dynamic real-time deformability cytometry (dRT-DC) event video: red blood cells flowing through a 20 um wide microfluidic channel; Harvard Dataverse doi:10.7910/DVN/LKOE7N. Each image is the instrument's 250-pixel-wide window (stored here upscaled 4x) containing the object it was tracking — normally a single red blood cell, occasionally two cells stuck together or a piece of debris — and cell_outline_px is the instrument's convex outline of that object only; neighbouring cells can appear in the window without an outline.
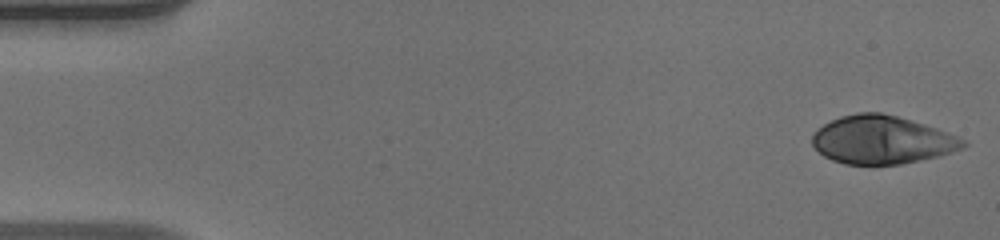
{"species": "human", "species_latin": "Homo sapiens", "temperature_condition": "warm", "stored_images_in_passage": 48, "camera_frame_rate_fps": 3000, "um_per_image_px": 0.085, "donor": {"sex": "male"}, "frame": {"image": 1, "passage_image": 1, "time_ms": 0.0, "image_size_px": [1000, 240], "cell_outline_px": [[968, 144], [952, 152], [920, 160], [900, 164], [844, 164], [832, 160], [824, 156], [812, 144], [812, 136], [816, 128], [840, 116], [856, 112], [880, 112], [896, 116], [924, 124], [936, 128], [956, 136], [964, 140]], "centroid_in_image_um": [74.92, 11.88], "position_along_channel_um": 10.1, "area_um2": 42.02}}
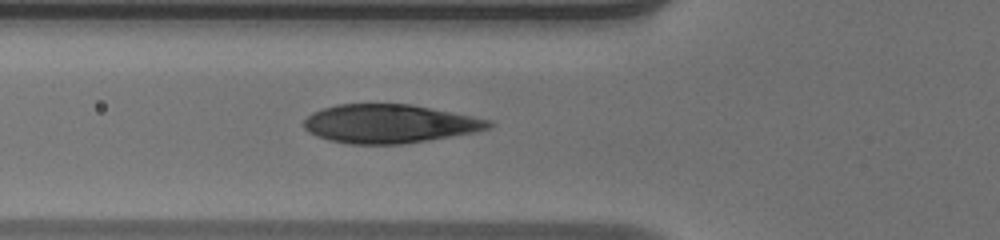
{"frame": {"image": 2, "passage_image": 17, "time_ms": 5.333, "image_size_px": [1000, 240], "cell_outline_px": [[496, 124], [488, 128], [476, 132], [428, 140], [400, 144], [348, 144], [328, 140], [316, 136], [308, 132], [304, 128], [304, 120], [312, 112], [336, 104], [408, 104], [472, 116], [492, 120]], "centroid_in_image_um": [33.09, 10.52], "position_along_channel_um": 92.7, "area_um2": 41.56}}
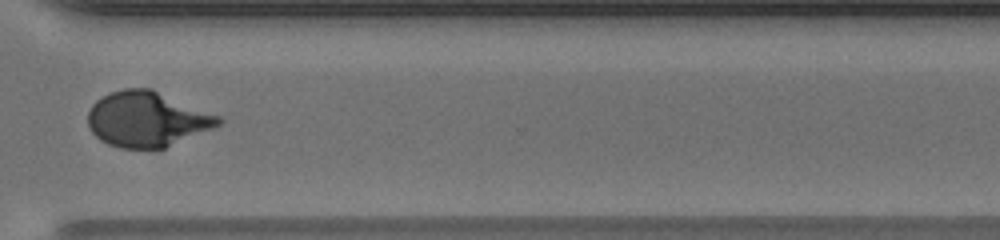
{"frame": {"image": 3, "passage_image": 36, "time_ms": 11.667, "image_size_px": [1000, 240], "cell_outline_px": [[224, 120], [220, 124], [212, 128], [164, 148], [120, 148], [108, 144], [100, 140], [88, 128], [88, 112], [92, 104], [96, 100], [108, 92], [124, 88], [152, 88], [220, 116]], "centroid_in_image_um": [12.47, 10.11], "position_along_channel_um": 358.1, "area_um2": 42.08}, "authors_computed_cell_mechanics": {"area_um2": 42.1073, "velocity_mm_per_s": 4.183, "shape_relaxation_time_tau1_ms": 5.3226, "shape_relaxation_time_tau2_ms": null, "deformation_change_tau1": 0.2701, "deformation_change_tau2": null}}